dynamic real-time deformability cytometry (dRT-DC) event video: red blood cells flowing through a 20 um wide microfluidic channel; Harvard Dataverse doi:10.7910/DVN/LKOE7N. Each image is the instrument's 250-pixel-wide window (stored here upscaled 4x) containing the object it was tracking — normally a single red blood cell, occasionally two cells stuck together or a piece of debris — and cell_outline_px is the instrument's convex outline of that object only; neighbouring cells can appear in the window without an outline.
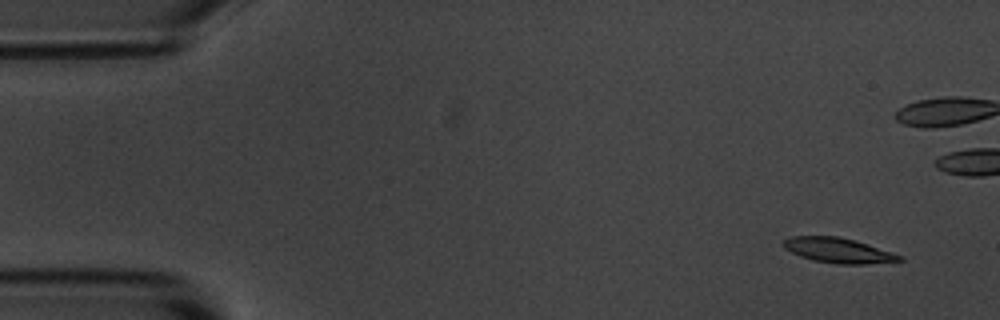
{"species": "common noctule bat (a hibernating species)", "species_latin": "Nyctalus noctula", "temperature_condition": "room temperature", "stored_images_in_passage": 8, "camera_frame_rate_fps": 3000, "um_per_image_px": 0.085, "animal": {"sex": "male", "body_mass_g": 20.1, "forearm_length_mm": 53.5}, "frame": {"image": 1, "passage_image": 1, "time_ms": 0.0, "image_size_px": [1000, 320], "cell_outline_px": [[904, 260], [864, 264], [836, 264], [816, 260], [800, 256], [784, 248], [784, 240], [792, 236], [840, 236], [856, 240], [904, 256]], "centroid_in_image_um": [71.29, 21.27], "position_along_channel_um": 13.7, "area_um2": 16.82}}
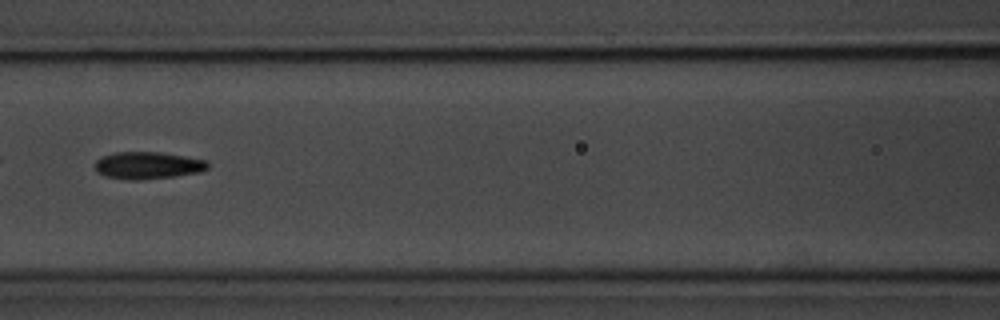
{"frame": {"image": 2, "passage_image": 8, "time_ms": 8.667, "image_size_px": [1000, 320], "cell_outline_px": [[208, 168], [200, 172], [172, 176], [132, 180], [104, 176], [96, 172], [96, 160], [100, 156], [116, 152], [160, 152], [208, 160]], "centroid_in_image_um": [12.54, 14.04], "position_along_channel_um": 154.1, "area_um2": 17.74}}